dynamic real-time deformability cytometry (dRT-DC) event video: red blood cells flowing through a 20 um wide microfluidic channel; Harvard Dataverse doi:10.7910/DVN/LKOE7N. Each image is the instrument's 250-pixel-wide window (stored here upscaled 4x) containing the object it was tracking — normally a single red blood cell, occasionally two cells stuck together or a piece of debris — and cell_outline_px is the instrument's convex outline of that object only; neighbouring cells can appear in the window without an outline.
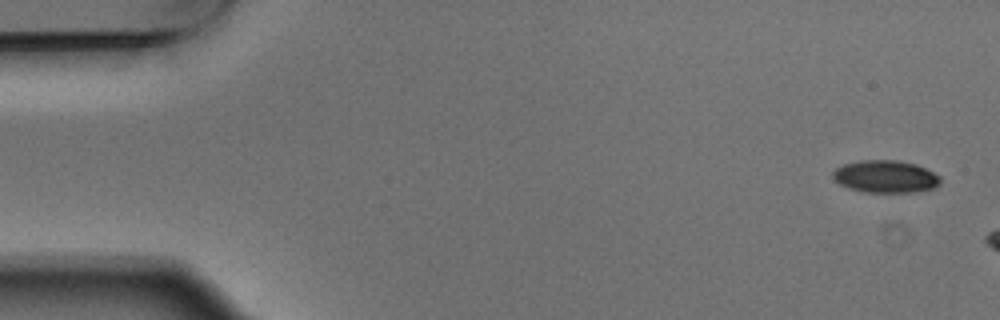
{"species": "Egyptian fruit bat (a non-hibernating species)", "species_latin": "Rousettus aegyptiacus", "temperature_condition": "warm", "stored_images_in_passage": 5, "camera_frame_rate_fps": 3000, "um_per_image_px": 0.085, "animal": {"sex": "male"}, "frame": {"image": 1, "passage_image": 1, "time_ms": 0.0, "image_size_px": [1000, 320], "cell_outline_px": [[940, 184], [932, 188], [912, 192], [864, 192], [848, 188], [840, 184], [832, 176], [832, 172], [836, 168], [844, 164], [860, 160], [896, 160], [916, 164], [940, 176]], "centroid_in_image_um": [75.24, 15.0], "position_along_channel_um": 9.8, "area_um2": 20.17}}